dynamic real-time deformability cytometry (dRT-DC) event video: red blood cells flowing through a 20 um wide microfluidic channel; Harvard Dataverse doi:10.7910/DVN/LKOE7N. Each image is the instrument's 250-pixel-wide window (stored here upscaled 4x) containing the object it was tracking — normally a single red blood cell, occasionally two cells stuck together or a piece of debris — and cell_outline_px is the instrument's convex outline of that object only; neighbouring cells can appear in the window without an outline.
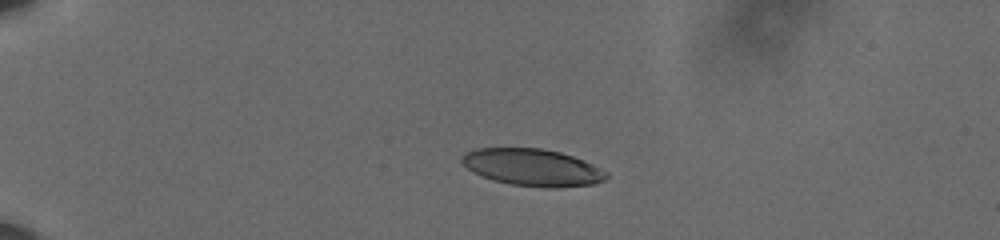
{"species": "human", "species_latin": "Homo sapiens", "temperature_condition": "cold", "stored_images_in_passage": 45, "camera_frame_rate_fps": 3000, "um_per_image_px": 0.085, "donor": {"sex": "male"}, "frame": {"image": 1, "passage_image": 1, "time_ms": 0.0, "image_size_px": [1000, 240], "cell_outline_px": [[608, 176], [604, 180], [596, 184], [556, 188], [548, 188], [512, 184], [492, 180], [472, 172], [460, 160], [460, 156], [464, 152], [472, 148], [540, 148], [560, 152], [584, 160], [608, 172]], "centroid_in_image_um": [45.24, 14.23], "position_along_channel_um": 39.8, "area_um2": 31.44}}
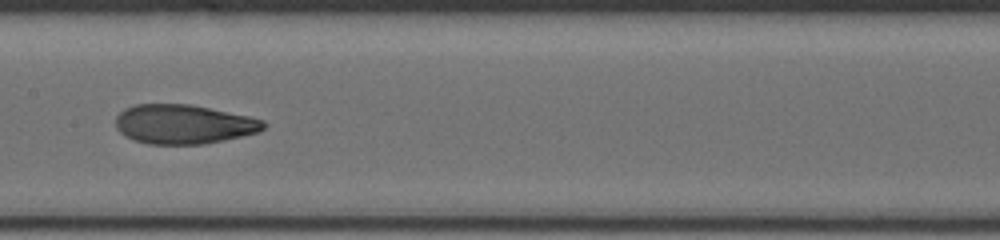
{"frame": {"image": 2, "passage_image": 19, "time_ms": 6.0, "image_size_px": [1000, 240], "cell_outline_px": [[268, 124], [260, 132], [224, 140], [204, 144], [148, 144], [132, 140], [124, 136], [116, 128], [116, 116], [124, 108], [136, 104], [192, 104], [248, 116], [264, 120]], "centroid_in_image_um": [15.6, 10.56], "position_along_channel_um": 191.8, "area_um2": 34.16}}
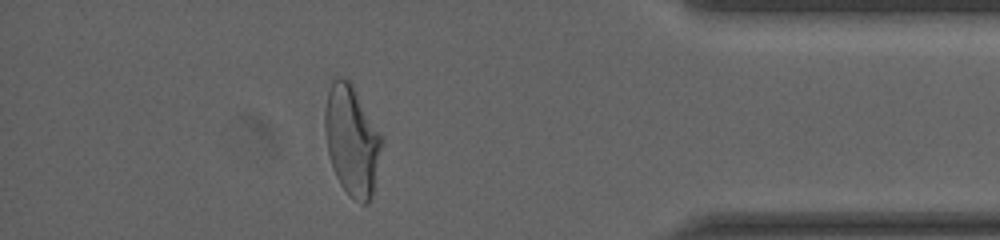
{"frame": {"image": 3, "passage_image": 39, "time_ms": 12.667, "image_size_px": [1000, 240], "cell_outline_px": [[384, 140], [372, 196], [368, 204], [360, 204], [348, 196], [340, 184], [332, 168], [328, 152], [324, 128], [324, 112], [328, 92], [332, 80], [336, 76], [340, 76], [348, 80], [352, 84], [384, 136]], "centroid_in_image_um": [29.93, 11.95], "position_along_channel_um": 405.3, "area_um2": 37.11}, "authors_computed_cell_mechanics": {"area_um2": 34.1598, "velocity_mm_per_s": 3.6113, "shape_relaxation_time_tau1_ms": 6.8226, "shape_relaxation_time_tau2_ms": 1.4549, "deformation_change_tau1": 0.2105, "deformation_change_tau2": 0.082}}